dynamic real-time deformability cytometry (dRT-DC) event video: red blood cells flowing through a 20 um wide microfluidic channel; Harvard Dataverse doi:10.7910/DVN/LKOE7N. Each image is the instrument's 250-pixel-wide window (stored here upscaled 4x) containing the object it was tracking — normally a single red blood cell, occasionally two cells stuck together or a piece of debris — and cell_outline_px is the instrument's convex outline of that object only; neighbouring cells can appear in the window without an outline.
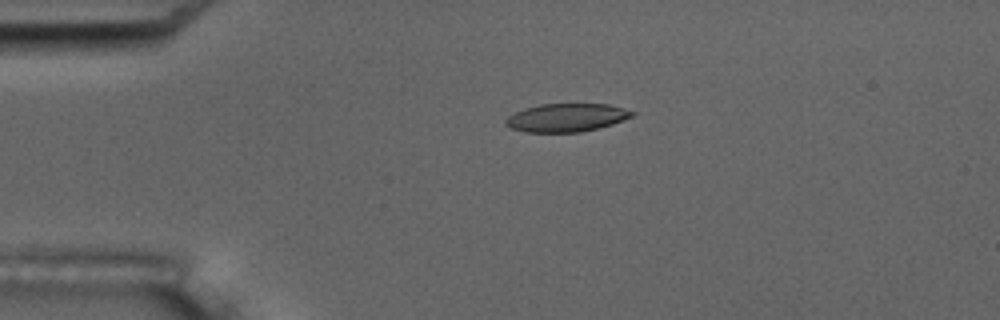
{"species": "common noctule bat (a hibernating species)", "species_latin": "Nyctalus noctula", "temperature_condition": "room temperature", "stored_images_in_passage": 5, "camera_frame_rate_fps": 3000, "um_per_image_px": 0.085, "animal": {"sex": "male", "body_mass_g": 17.5, "forearm_length_mm": 52.3}, "frame": {"image": 1, "passage_image": 4, "time_ms": 3.333, "image_size_px": [1000, 320], "cell_outline_px": [[636, 112], [632, 116], [624, 120], [612, 124], [580, 132], [524, 132], [508, 128], [504, 124], [504, 120], [508, 116], [524, 108], [540, 104], [608, 104], [624, 108]], "centroid_in_image_um": [48.11, 10.0], "position_along_channel_um": 36.9, "area_um2": 20.87}}